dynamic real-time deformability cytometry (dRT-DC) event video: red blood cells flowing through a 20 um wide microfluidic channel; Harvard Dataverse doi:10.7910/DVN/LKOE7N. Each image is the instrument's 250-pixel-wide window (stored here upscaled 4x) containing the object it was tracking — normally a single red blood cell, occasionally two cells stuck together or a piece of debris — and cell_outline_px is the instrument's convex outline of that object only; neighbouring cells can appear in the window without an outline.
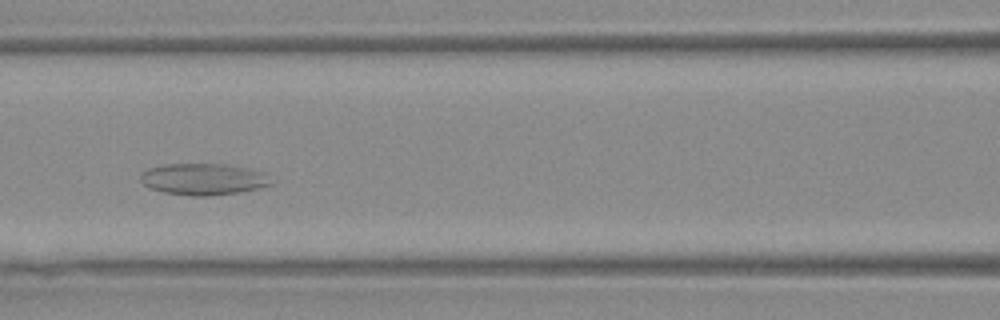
{"species": "Egyptian fruit bat (a non-hibernating species)", "species_latin": "Rousettus aegyptiacus", "temperature_condition": "warm", "stored_images_in_passage": 49, "camera_frame_rate_fps": 3000, "um_per_image_px": 0.085, "animal": {"sex": "female"}, "frame": {"image": 1, "passage_image": 18, "time_ms": 5.667, "image_size_px": [1000, 320], "cell_outline_px": [[276, 184], [260, 188], [240, 192], [208, 196], [192, 196], [164, 192], [148, 188], [140, 180], [140, 172], [148, 168], [164, 164], [228, 164], [248, 168], [264, 172]], "centroid_in_image_um": [17.31, 15.23], "position_along_channel_um": 149.3, "area_um2": 24.39}}
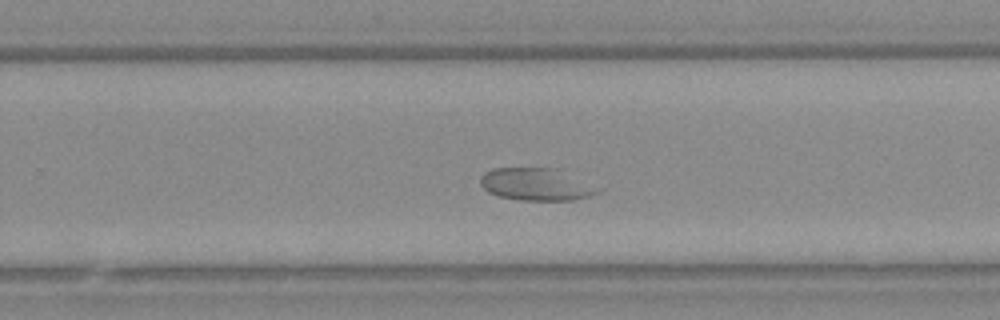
{"frame": {"image": 2, "passage_image": 29, "time_ms": 9.333, "image_size_px": [1000, 320], "cell_outline_px": [[604, 188], [600, 192], [592, 196], [572, 200], [520, 200], [500, 196], [488, 192], [480, 184], [480, 176], [484, 172], [492, 168], [556, 168]], "centroid_in_image_um": [45.63, 15.67], "position_along_channel_um": 284.2, "area_um2": 22.48}}
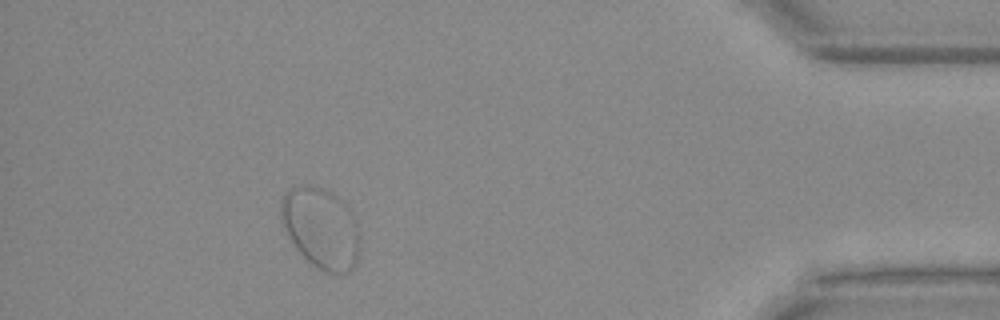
{"frame": {"image": 3, "passage_image": 43, "time_ms": 14.0, "image_size_px": [1000, 320], "cell_outline_px": [[360, 252], [356, 264], [344, 276], [324, 272], [316, 268], [292, 244], [280, 220], [280, 204], [288, 188], [308, 184], [320, 188], [336, 196], [348, 208], [360, 232]], "centroid_in_image_um": [27.29, 19.44], "position_along_channel_um": 407.9, "area_um2": 37.45}}